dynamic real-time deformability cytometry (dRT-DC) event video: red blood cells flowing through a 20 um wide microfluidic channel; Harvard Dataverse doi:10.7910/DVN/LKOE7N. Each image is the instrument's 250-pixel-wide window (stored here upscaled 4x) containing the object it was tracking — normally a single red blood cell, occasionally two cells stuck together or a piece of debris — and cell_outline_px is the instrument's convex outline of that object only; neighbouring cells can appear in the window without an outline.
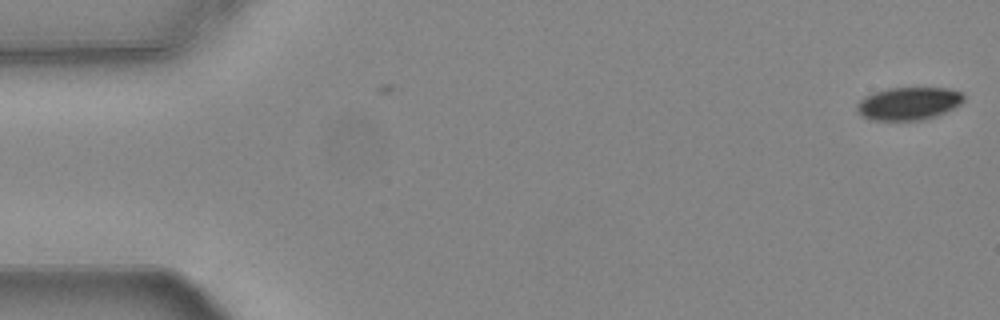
{"species": "common noctule bat (a hibernating species)", "species_latin": "Nyctalus noctula", "temperature_condition": "warm", "stored_images_in_passage": 4, "camera_frame_rate_fps": 3000, "um_per_image_px": 0.085, "animal": {"sex": "female", "body_mass_g": 24.6, "forearm_length_mm": 56.2}, "frame": {"image": 1, "passage_image": 4, "time_ms": 1.0, "image_size_px": [1000, 320], "cell_outline_px": [[964, 100], [960, 104], [936, 116], [924, 120], [872, 120], [860, 116], [856, 112], [856, 104], [864, 96], [888, 88], [948, 88], [960, 92], [964, 96]], "centroid_in_image_um": [77.19, 8.81], "position_along_channel_um": 7.8, "area_um2": 20.46}}